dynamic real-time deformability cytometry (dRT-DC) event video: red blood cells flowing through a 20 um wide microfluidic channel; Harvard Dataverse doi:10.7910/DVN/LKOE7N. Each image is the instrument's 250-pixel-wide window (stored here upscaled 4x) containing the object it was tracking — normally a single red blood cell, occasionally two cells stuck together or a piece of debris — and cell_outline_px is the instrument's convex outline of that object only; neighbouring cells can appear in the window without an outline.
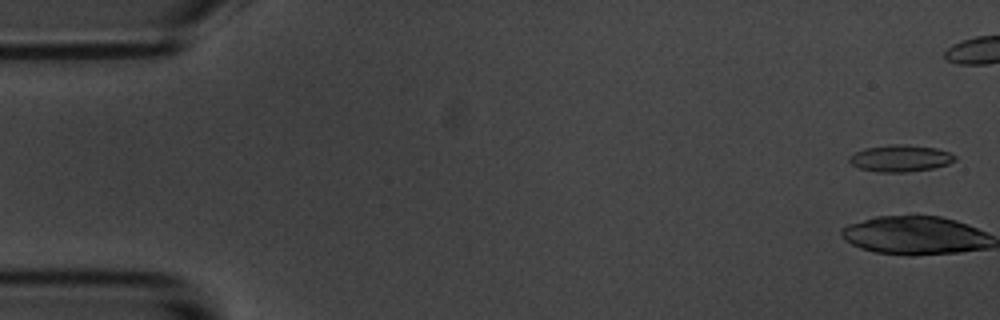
{"species": "common noctule bat (a hibernating species)", "species_latin": "Nyctalus noctula", "temperature_condition": "room temperature", "stored_images_in_passage": 7, "camera_frame_rate_fps": 3000, "um_per_image_px": 0.085, "animal": {"sex": "male", "body_mass_g": 20.1, "forearm_length_mm": 53.5}, "frame": {"image": 1, "passage_image": 1, "time_ms": 0.0, "image_size_px": [1000, 320], "cell_outline_px": [[956, 160], [948, 164], [932, 168], [908, 172], [876, 172], [860, 168], [852, 164], [848, 160], [848, 156], [864, 148], [888, 144], [904, 144], [936, 148], [948, 152], [956, 156]], "centroid_in_image_um": [76.51, 13.45], "position_along_channel_um": 8.5, "area_um2": 16.53}}